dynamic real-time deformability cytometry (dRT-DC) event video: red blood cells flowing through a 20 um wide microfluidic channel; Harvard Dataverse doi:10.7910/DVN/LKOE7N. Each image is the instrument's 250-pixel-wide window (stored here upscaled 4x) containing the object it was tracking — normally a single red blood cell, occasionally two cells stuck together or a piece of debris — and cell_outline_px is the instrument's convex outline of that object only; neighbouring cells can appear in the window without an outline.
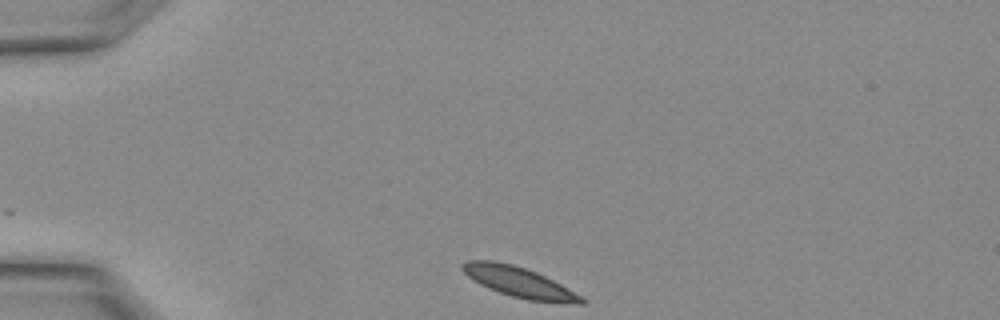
{"species": "Egyptian fruit bat (a non-hibernating species)", "species_latin": "Rousettus aegyptiacus", "temperature_condition": "warm", "stored_images_in_passage": 25, "camera_frame_rate_fps": 3000, "um_per_image_px": 0.085, "animal": {"sex": "female"}, "frame": {"image": 1, "passage_image": 1, "time_ms": 0.0, "image_size_px": [1000, 320], "cell_outline_px": [[588, 300], [584, 304], [576, 304], [528, 300], [512, 296], [488, 288], [472, 280], [460, 268], [460, 264], [468, 260], [492, 260], [512, 264], [536, 272], [568, 288]], "centroid_in_image_um": [44.12, 23.98], "position_along_channel_um": 40.9, "area_um2": 20.92}}
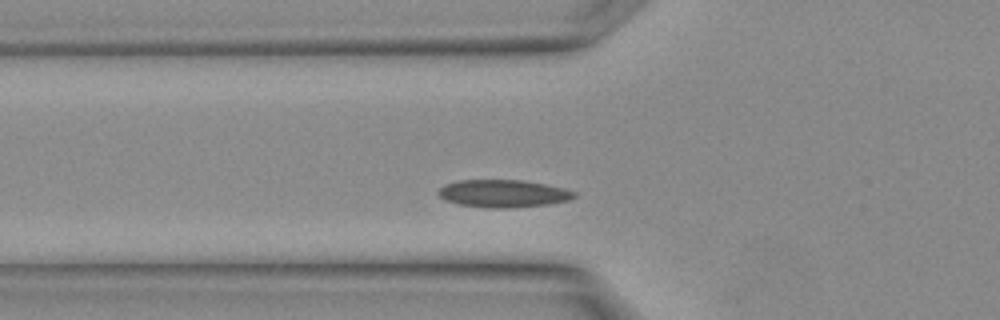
{"frame": {"image": 2, "passage_image": 5, "time_ms": 1.333, "image_size_px": [1000, 320], "cell_outline_px": [[576, 196], [568, 200], [548, 204], [508, 208], [492, 208], [460, 204], [444, 200], [436, 192], [444, 184], [456, 180], [524, 180], [564, 188], [576, 192]], "centroid_in_image_um": [42.75, 16.44], "position_along_channel_um": 83.1, "area_um2": 21.79}}
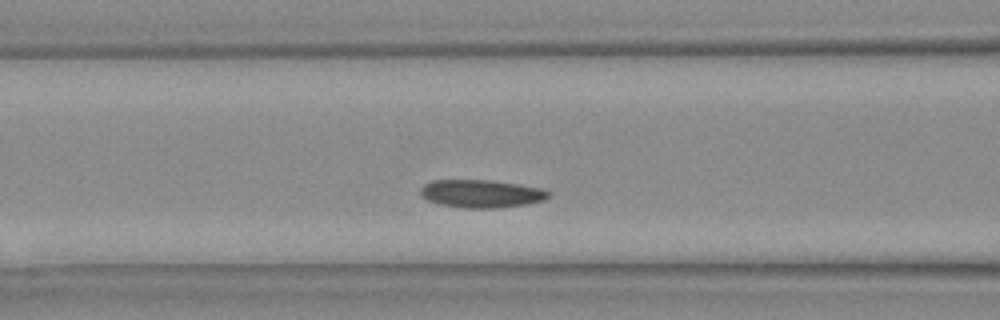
{"frame": {"image": 3, "passage_image": 7, "time_ms": 2.0, "image_size_px": [1000, 320], "cell_outline_px": [[552, 196], [544, 200], [528, 204], [496, 208], [464, 208], [440, 204], [428, 200], [420, 196], [420, 188], [424, 184], [432, 180], [488, 180], [544, 188], [552, 192]], "centroid_in_image_um": [40.94, 16.46], "position_along_channel_um": 125.7, "area_um2": 21.04}}